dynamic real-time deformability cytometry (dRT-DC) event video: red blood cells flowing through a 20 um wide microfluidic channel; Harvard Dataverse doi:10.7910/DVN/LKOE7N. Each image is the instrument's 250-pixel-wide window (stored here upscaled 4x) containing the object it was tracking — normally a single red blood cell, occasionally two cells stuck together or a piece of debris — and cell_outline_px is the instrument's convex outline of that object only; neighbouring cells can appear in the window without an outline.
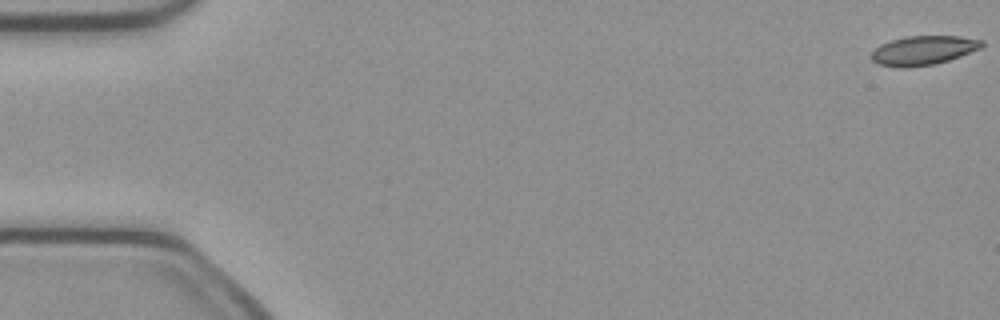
{"species": "common noctule bat (a hibernating species)", "species_latin": "Nyctalus noctula", "temperature_condition": "cold", "stored_images_in_passage": 51, "camera_frame_rate_fps": 3000, "um_per_image_px": 0.085, "animal": {"sex": "female", "body_mass_g": 21.9}, "frame": {"image": 1, "passage_image": 1, "time_ms": 0.0, "image_size_px": [1000, 320], "cell_outline_px": [[984, 44], [980, 48], [960, 56], [936, 64], [908, 68], [900, 68], [880, 64], [872, 60], [872, 52], [880, 44], [904, 36], [960, 36], [984, 40]], "centroid_in_image_um": [78.49, 4.28], "position_along_channel_um": 6.5, "area_um2": 18.79}}
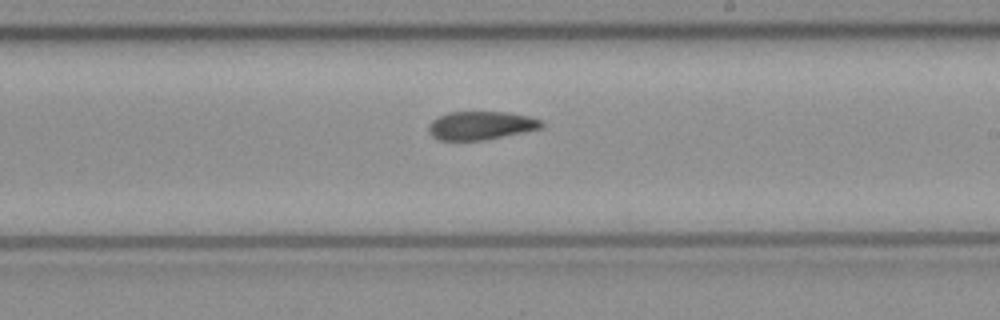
{"frame": {"image": 2, "passage_image": 30, "time_ms": 9.667, "image_size_px": [1000, 320], "cell_outline_px": [[544, 128], [484, 140], [440, 140], [432, 136], [428, 132], [428, 124], [432, 120], [448, 112], [508, 112], [528, 116], [540, 120], [544, 124]], "centroid_in_image_um": [40.87, 10.67], "position_along_channel_um": 248.1, "area_um2": 18.73}}
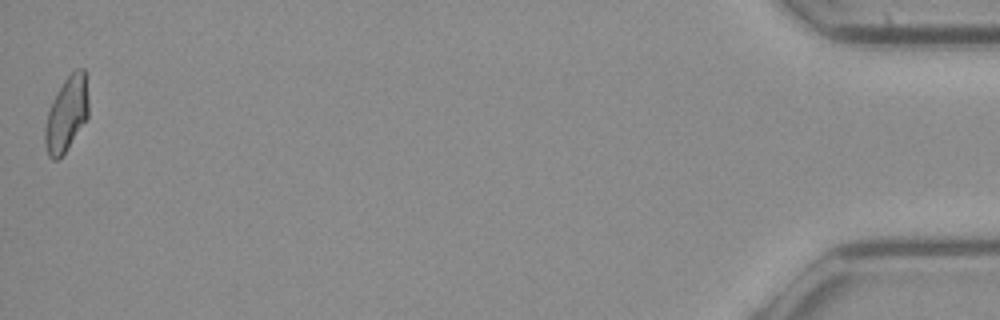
{"frame": {"image": 3, "passage_image": 51, "time_ms": 16.667, "image_size_px": [1000, 320], "cell_outline_px": [[88, 116], [68, 148], [56, 160], [52, 160], [48, 156], [44, 144], [44, 128], [48, 112], [52, 100], [64, 80], [76, 68], [84, 68], [88, 72]], "centroid_in_image_um": [5.67, 9.64], "position_along_channel_um": 429.5, "area_um2": 19.25}}